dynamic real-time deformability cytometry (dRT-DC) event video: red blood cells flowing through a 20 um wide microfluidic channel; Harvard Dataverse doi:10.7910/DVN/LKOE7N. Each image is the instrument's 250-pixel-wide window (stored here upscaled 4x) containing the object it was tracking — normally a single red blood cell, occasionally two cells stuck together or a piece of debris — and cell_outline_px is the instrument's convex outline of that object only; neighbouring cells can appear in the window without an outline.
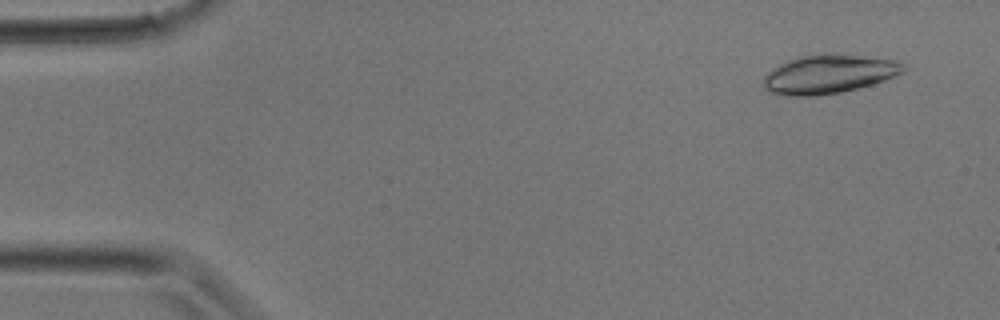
{"species": "common noctule bat (a hibernating species)", "species_latin": "Nyctalus noctula", "temperature_condition": "room temperature", "stored_images_in_passage": 27, "camera_frame_rate_fps": 3000, "um_per_image_px": 0.085, "animal": {"sex": "male", "body_mass_g": 17.9}, "frame": {"image": 1, "passage_image": 2, "time_ms": 0.333, "image_size_px": [1000, 320], "cell_outline_px": [[904, 72], [884, 80], [872, 84], [840, 92], [816, 96], [780, 96], [768, 92], [764, 88], [764, 76], [772, 68], [796, 56], [836, 52], [896, 60], [904, 64]], "centroid_in_image_um": [70.41, 6.29], "position_along_channel_um": 14.6, "area_um2": 32.08}}
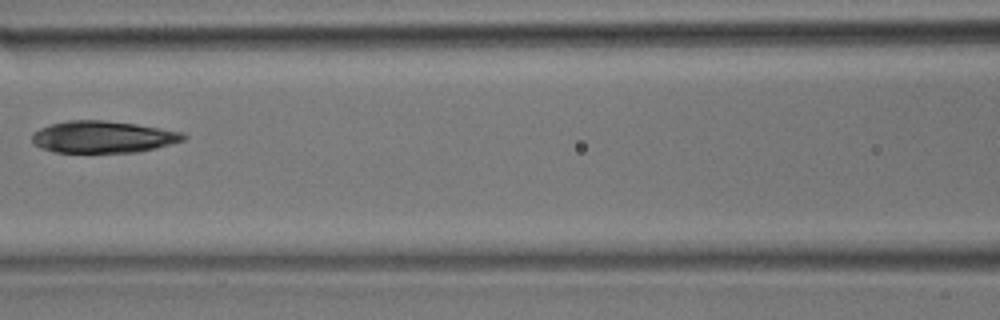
{"frame": {"image": 2, "passage_image": 14, "time_ms": 4.333, "image_size_px": [1000, 320], "cell_outline_px": [[188, 136], [184, 140], [156, 148], [136, 152], [56, 152], [40, 148], [32, 144], [32, 132], [40, 128], [52, 124], [68, 120], [104, 120], [136, 124], [180, 132]], "centroid_in_image_um": [8.71, 11.64], "position_along_channel_um": 157.9, "area_um2": 28.03}}
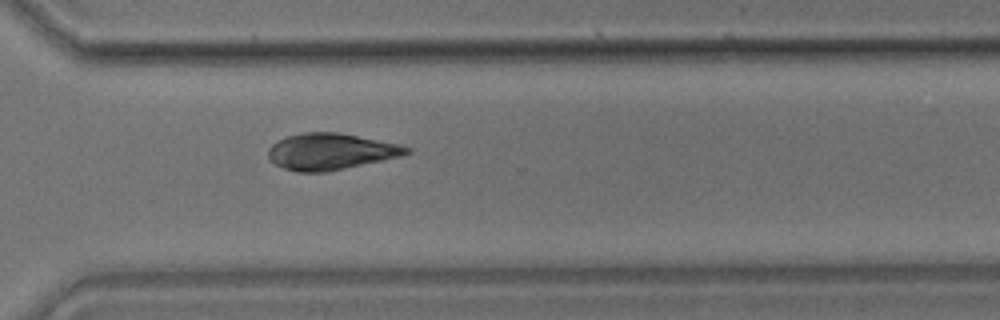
{"frame": {"image": 3, "passage_image": 23, "time_ms": 7.333, "image_size_px": [1000, 320], "cell_outline_px": [[412, 152], [404, 156], [324, 172], [300, 172], [284, 168], [276, 164], [268, 156], [268, 148], [272, 144], [288, 136], [304, 132], [336, 132], [400, 144], [412, 148]], "centroid_in_image_um": [28.16, 12.88], "position_along_channel_um": 342.4, "area_um2": 29.13}}